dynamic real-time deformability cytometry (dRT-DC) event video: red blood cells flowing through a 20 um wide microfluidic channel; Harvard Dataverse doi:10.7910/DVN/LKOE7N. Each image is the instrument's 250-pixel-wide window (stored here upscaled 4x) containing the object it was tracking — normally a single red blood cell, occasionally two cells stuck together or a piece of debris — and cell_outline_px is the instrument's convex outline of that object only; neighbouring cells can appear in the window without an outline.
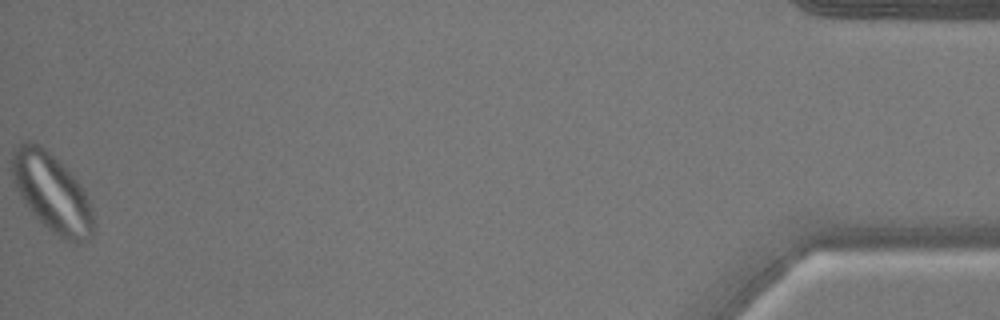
{"species": "common noctule bat (a hibernating species)", "species_latin": "Nyctalus noctula", "temperature_condition": "warm", "stored_images_in_passage": 42, "camera_frame_rate_fps": 3000, "um_per_image_px": 0.085, "animal": {"sex": "male", "body_mass_g": 17.9}, "frame": {"image": 1, "passage_image": 42, "time_ms": 13.667, "image_size_px": [1000, 320], "cell_outline_px": [[96, 232], [88, 240], [80, 244], [72, 244], [64, 240], [52, 232], [24, 204], [16, 188], [12, 176], [12, 148], [28, 140], [36, 144], [48, 152], [84, 188], [92, 208]], "centroid_in_image_um": [4.45, 16.46], "position_along_channel_um": 430.8, "area_um2": 37.17}}